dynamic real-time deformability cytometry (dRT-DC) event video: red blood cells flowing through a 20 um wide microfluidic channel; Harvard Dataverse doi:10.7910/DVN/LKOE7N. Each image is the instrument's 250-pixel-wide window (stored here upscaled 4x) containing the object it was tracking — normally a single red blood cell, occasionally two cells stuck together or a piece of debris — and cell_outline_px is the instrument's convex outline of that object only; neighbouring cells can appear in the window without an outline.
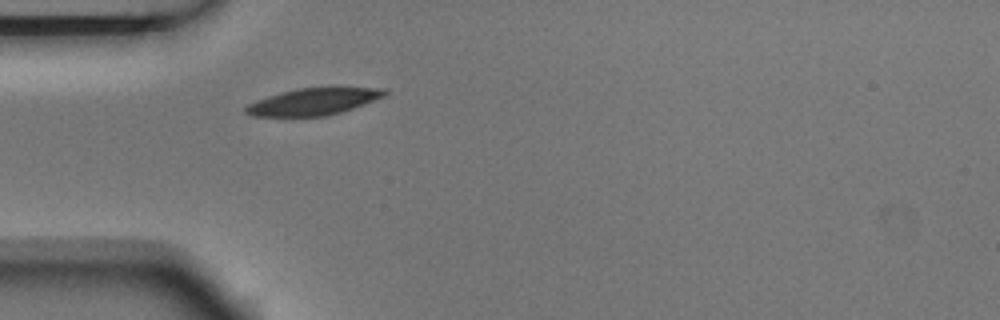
{"species": "Egyptian fruit bat (a non-hibernating species)", "species_latin": "Rousettus aegyptiacus", "temperature_condition": "room temperature", "stored_images_in_passage": 1, "camera_frame_rate_fps": 3000, "um_per_image_px": 0.085, "animal": {"sex": "male"}, "frame": {"image": 1, "passage_image": 1, "time_ms": 0.0, "image_size_px": [1000, 320], "cell_outline_px": [[388, 92], [384, 96], [364, 104], [340, 112], [324, 116], [252, 116], [244, 112], [244, 108], [248, 104], [268, 96], [280, 92], [296, 88], [388, 88]], "centroid_in_image_um": [26.62, 8.64], "position_along_channel_um": 58.4, "area_um2": 21.44}}